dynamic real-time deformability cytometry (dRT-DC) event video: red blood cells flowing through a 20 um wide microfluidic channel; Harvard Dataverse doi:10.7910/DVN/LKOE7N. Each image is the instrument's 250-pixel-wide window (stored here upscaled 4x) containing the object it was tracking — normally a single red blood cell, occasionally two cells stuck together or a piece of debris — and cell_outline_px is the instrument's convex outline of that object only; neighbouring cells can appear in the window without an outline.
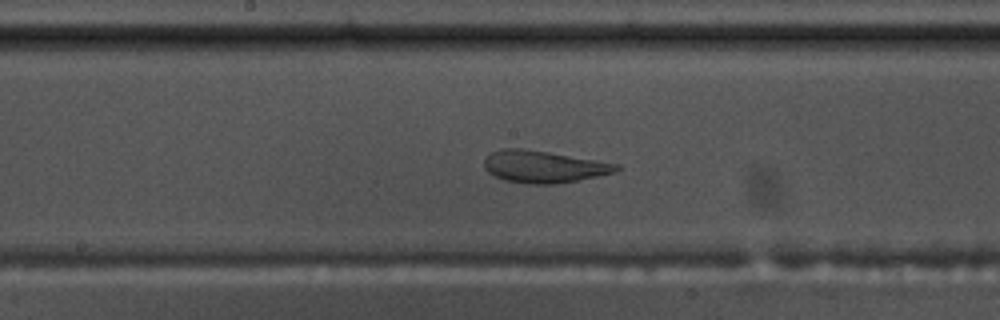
{"species": "common noctule bat (a hibernating species)", "species_latin": "Nyctalus noctula", "temperature_condition": "warm", "stored_images_in_passage": 39, "camera_frame_rate_fps": 3000, "um_per_image_px": 0.085, "animal": {"sex": "male", "body_mass_g": 17.5, "forearm_length_mm": 52.3}, "frame": {"image": 1, "passage_image": 12, "time_ms": 3.667, "image_size_px": [1000, 320], "cell_outline_px": [[620, 168], [616, 172], [556, 184], [528, 184], [504, 180], [488, 172], [484, 168], [484, 156], [492, 152], [504, 148], [524, 148], [620, 164]], "centroid_in_image_um": [46.18, 14.16], "position_along_channel_um": 202.0, "area_um2": 24.62}}
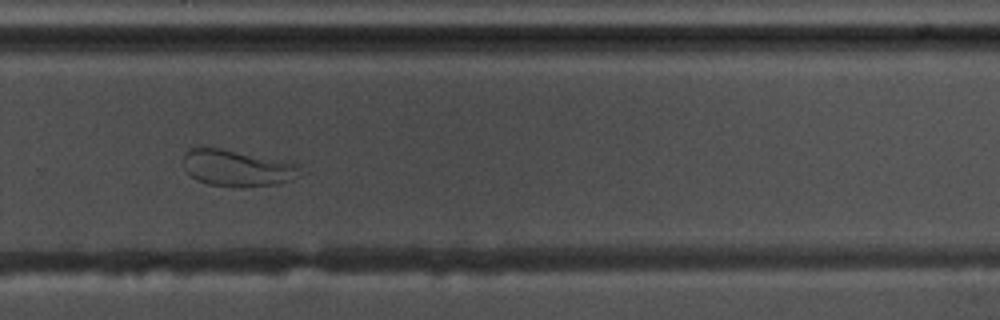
{"frame": {"image": 2, "passage_image": 21, "time_ms": 6.667, "image_size_px": [1000, 320], "cell_outline_px": [[308, 172], [292, 180], [276, 184], [244, 188], [208, 184], [196, 180], [184, 168], [184, 152], [188, 148], [220, 148], [300, 164]], "centroid_in_image_um": [20.25, 14.3], "position_along_channel_um": 309.6, "area_um2": 25.2}}
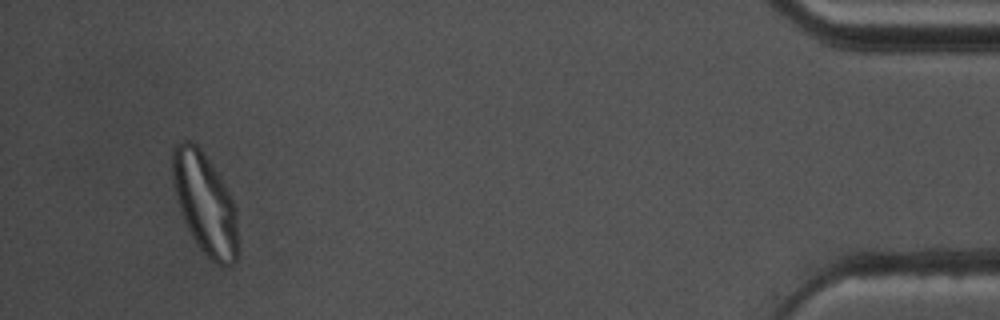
{"frame": {"image": 3, "passage_image": 36, "time_ms": 11.667, "image_size_px": [1000, 320], "cell_outline_px": [[236, 260], [232, 264], [224, 268], [220, 268], [200, 248], [192, 236], [184, 220], [176, 196], [172, 180], [172, 148], [176, 144], [184, 140], [192, 140], [200, 148], [224, 184], [232, 200], [236, 212]], "centroid_in_image_um": [17.39, 17.28], "position_along_channel_um": 417.8, "area_um2": 37.92}, "authors_computed_cell_mechanics": {"area_um2": 26.4146, "velocity_mm_per_s": 3.5901, "shape_relaxation_time_tau1_ms": null, "shape_relaxation_time_tau2_ms": 1.1224, "deformation_change_tau1": null, "deformation_change_tau2": 0.0694}}